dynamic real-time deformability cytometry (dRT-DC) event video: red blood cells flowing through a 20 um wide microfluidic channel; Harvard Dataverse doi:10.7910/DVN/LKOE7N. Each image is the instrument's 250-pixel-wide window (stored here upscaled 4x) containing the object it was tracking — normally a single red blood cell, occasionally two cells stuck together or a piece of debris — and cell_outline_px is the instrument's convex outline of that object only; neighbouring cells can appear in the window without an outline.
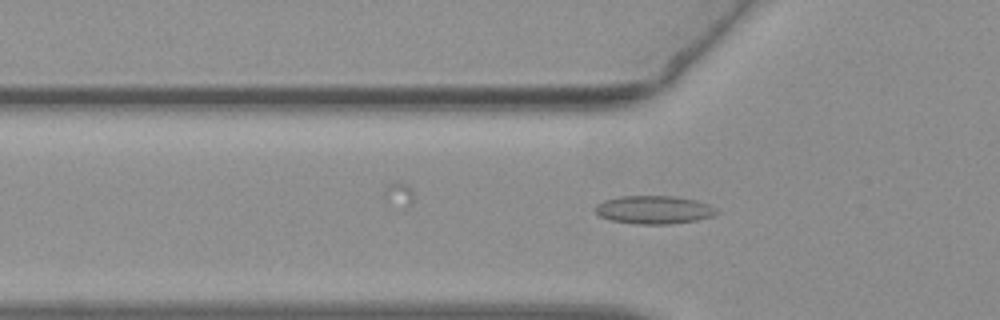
{"species": "common noctule bat (a hibernating species)", "species_latin": "Nyctalus noctula", "temperature_condition": "warm", "stored_images_in_passage": 49, "camera_frame_rate_fps": 3000, "um_per_image_px": 0.085, "animal": {"sex": "female", "body_mass_g": 19.3, "forearm_length_mm": 54.1}, "frame": {"image": 1, "passage_image": 17, "time_ms": 5.333, "image_size_px": [1000, 320], "cell_outline_px": [[720, 212], [712, 216], [696, 220], [672, 224], [636, 224], [612, 220], [600, 216], [596, 212], [596, 204], [604, 200], [620, 196], [672, 196], [696, 200], [708, 204], [716, 208]], "centroid_in_image_um": [55.6, 17.83], "position_along_channel_um": 70.2, "area_um2": 19.88}}
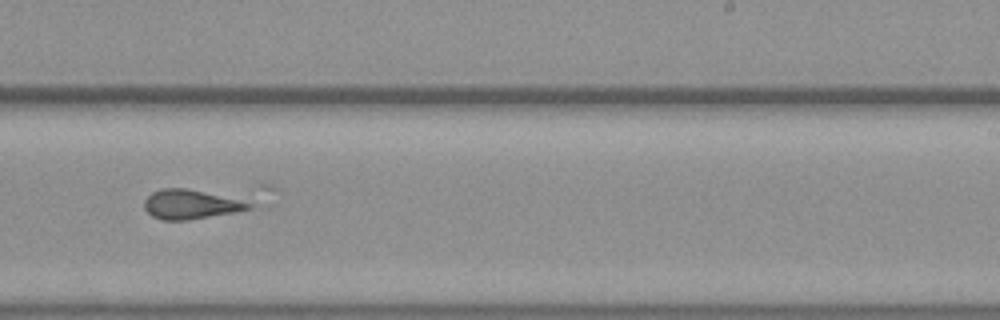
{"frame": {"image": 2, "passage_image": 33, "time_ms": 10.667, "image_size_px": [1000, 320], "cell_outline_px": [[252, 208], [236, 212], [188, 220], [160, 220], [152, 216], [144, 208], [144, 200], [152, 192], [160, 188], [184, 188], [236, 200], [252, 204]], "centroid_in_image_um": [16.1, 17.39], "position_along_channel_um": 272.9, "area_um2": 17.4}}
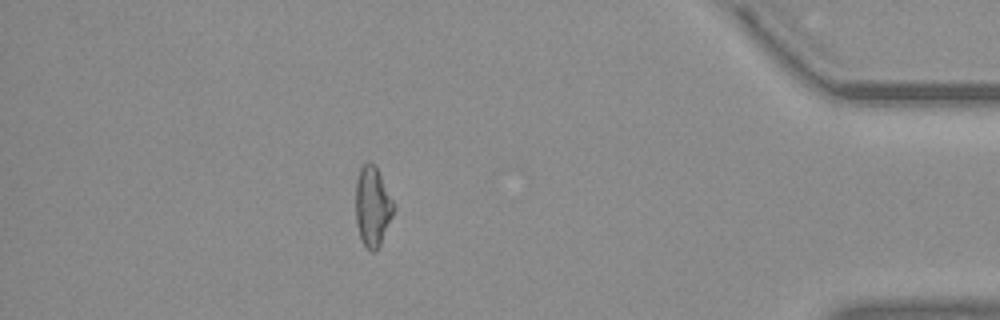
{"frame": {"image": 3, "passage_image": 47, "time_ms": 15.333, "image_size_px": [1000, 320], "cell_outline_px": [[392, 216], [380, 244], [372, 252], [360, 240], [356, 224], [356, 180], [360, 168], [368, 160], [376, 164], [392, 200]], "centroid_in_image_um": [31.63, 17.5], "position_along_channel_um": 403.6, "area_um2": 17.4}, "authors_computed_cell_mechanics": {"area_um2": 17.8602, "velocity_mm_per_s": 3.7989, "shape_relaxation_time_tau1_ms": 6.2155, "shape_relaxation_time_tau2_ms": 1.0932, "deformation_change_tau1": 0.1595, "deformation_change_tau2": 0.0935}}